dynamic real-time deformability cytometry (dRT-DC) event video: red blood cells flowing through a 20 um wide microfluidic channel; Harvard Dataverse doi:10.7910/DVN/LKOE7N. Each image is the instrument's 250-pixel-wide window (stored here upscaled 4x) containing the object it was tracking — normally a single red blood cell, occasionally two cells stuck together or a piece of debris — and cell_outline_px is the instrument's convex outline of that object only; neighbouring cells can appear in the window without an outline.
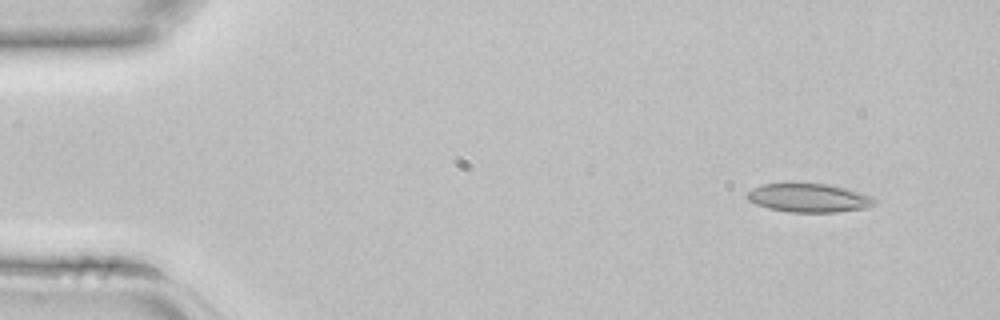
{"species": "common noctule bat (a hibernating species)", "species_latin": "Nyctalus noctula", "temperature_condition": "room temperature", "stored_images_in_passage": 2, "camera_frame_rate_fps": 3000, "um_per_image_px": 0.085, "animal": {"sex": "female", "body_mass_g": 22.7, "forearm_length_mm": 54.2}, "frame": {"image": 1, "passage_image": 1, "time_ms": 0.0, "image_size_px": [1000, 320], "cell_outline_px": [[876, 204], [864, 208], [836, 212], [788, 212], [768, 208], [756, 204], [748, 200], [748, 192], [752, 188], [760, 184], [828, 184], [844, 188], [872, 196], [876, 200]], "centroid_in_image_um": [68.75, 16.83], "position_along_channel_um": 16.3, "area_um2": 21.04}}
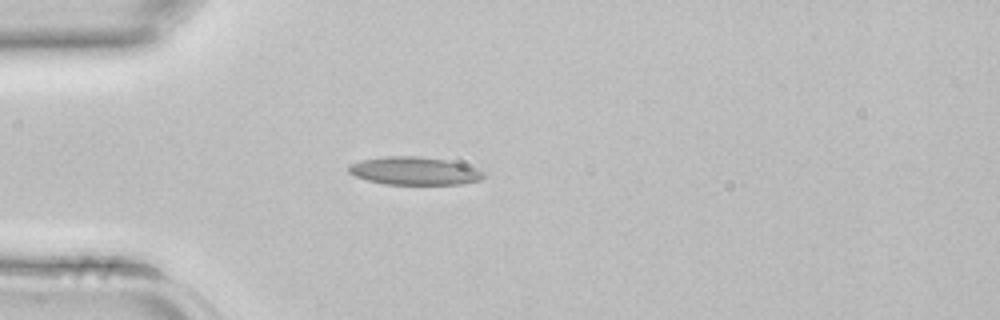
{"frame": {"image": 2, "passage_image": 2, "time_ms": 0.333, "image_size_px": [1000, 320], "cell_outline_px": [[484, 176], [480, 180], [460, 184], [384, 184], [368, 180], [356, 176], [348, 172], [348, 164], [360, 160], [384, 156], [420, 156], [444, 160], [464, 164], [476, 168], [484, 172]], "centroid_in_image_um": [35.19, 14.52], "position_along_channel_um": 49.8, "area_um2": 21.96}}